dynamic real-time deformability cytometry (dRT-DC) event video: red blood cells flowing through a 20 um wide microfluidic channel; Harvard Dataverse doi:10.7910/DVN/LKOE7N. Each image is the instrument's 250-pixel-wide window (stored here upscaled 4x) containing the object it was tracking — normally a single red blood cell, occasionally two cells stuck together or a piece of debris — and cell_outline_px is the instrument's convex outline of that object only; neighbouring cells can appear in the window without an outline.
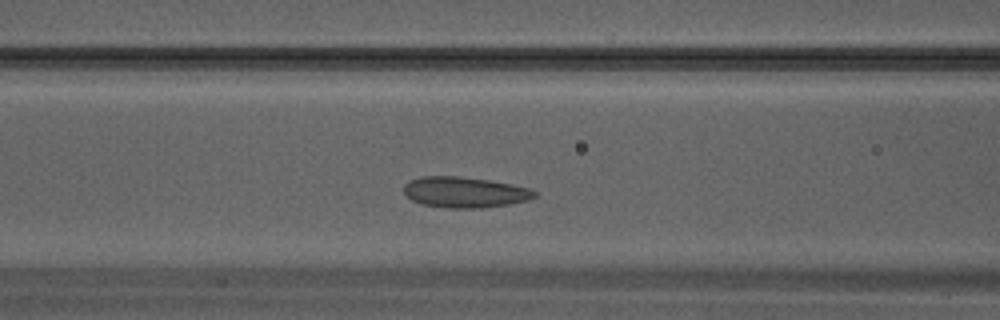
{"species": "Egyptian fruit bat (a non-hibernating species)", "species_latin": "Rousettus aegyptiacus", "temperature_condition": "warm", "stored_images_in_passage": 28, "camera_frame_rate_fps": 3000, "um_per_image_px": 0.085, "animal": {"sex": "male"}, "frame": {"image": 1, "passage_image": 9, "time_ms": 2.667, "image_size_px": [1000, 320], "cell_outline_px": [[536, 196], [528, 200], [508, 204], [480, 208], [448, 208], [420, 204], [404, 196], [404, 184], [408, 180], [420, 176], [460, 176], [488, 180], [532, 188], [536, 192]], "centroid_in_image_um": [39.45, 16.33], "position_along_channel_um": 127.1, "area_um2": 23.64}}
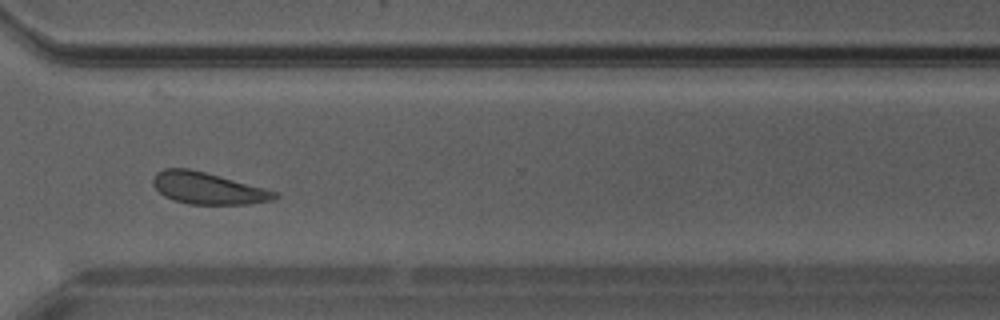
{"frame": {"image": 2, "passage_image": 20, "time_ms": 6.333, "image_size_px": [1000, 320], "cell_outline_px": [[280, 196], [272, 200], [248, 204], [188, 204], [172, 200], [164, 196], [152, 184], [152, 176], [156, 172], [164, 168], [188, 168], [220, 176], [264, 188], [276, 192]], "centroid_in_image_um": [17.62, 16.0], "position_along_channel_um": 353.0, "area_um2": 22.48}}